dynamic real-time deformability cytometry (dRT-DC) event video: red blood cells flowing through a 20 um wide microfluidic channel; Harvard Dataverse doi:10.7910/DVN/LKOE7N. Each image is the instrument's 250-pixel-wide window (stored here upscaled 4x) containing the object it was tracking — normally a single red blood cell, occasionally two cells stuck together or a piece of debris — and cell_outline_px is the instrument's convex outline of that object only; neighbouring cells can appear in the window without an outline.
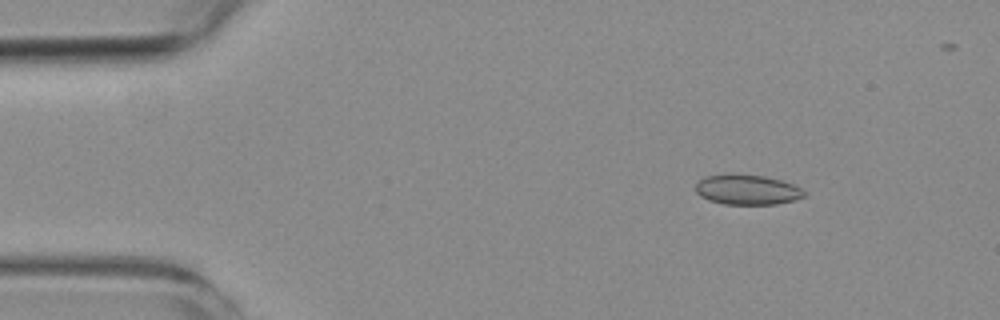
{"species": "common noctule bat (a hibernating species)", "species_latin": "Nyctalus noctula", "temperature_condition": "room temperature", "stored_images_in_passage": 6, "camera_frame_rate_fps": 3000, "um_per_image_px": 0.085, "animal": {"sex": "female", "body_mass_g": 19.3, "forearm_length_mm": 54.1}, "frame": {"image": 1, "passage_image": 3, "time_ms": 2.0, "image_size_px": [1000, 320], "cell_outline_px": [[804, 196], [792, 200], [776, 204], [724, 204], [708, 200], [700, 196], [696, 192], [696, 184], [704, 176], [728, 172], [764, 176], [780, 180], [792, 184], [800, 188], [804, 192]], "centroid_in_image_um": [63.44, 16.1], "position_along_channel_um": 21.6, "area_um2": 19.13}}